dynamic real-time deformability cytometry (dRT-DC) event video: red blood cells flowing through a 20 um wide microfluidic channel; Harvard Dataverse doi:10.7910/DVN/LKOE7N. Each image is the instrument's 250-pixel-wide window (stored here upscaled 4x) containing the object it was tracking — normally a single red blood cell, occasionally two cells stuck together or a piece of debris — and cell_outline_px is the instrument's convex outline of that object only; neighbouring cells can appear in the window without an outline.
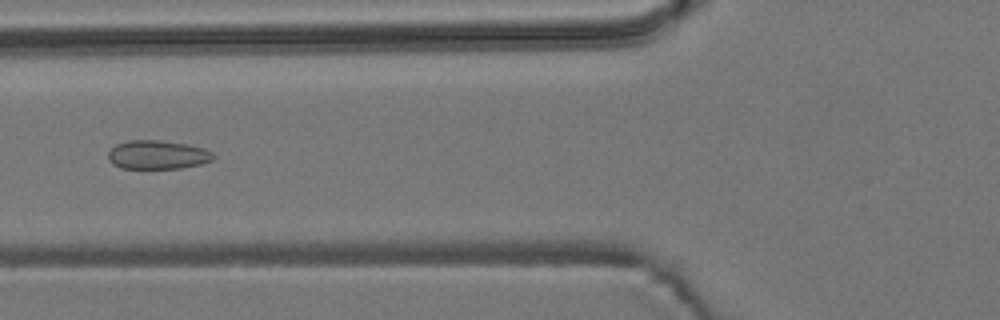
{"species": "common noctule bat (a hibernating species)", "species_latin": "Nyctalus noctula", "temperature_condition": "room temperature", "stored_images_in_passage": 2, "camera_frame_rate_fps": 3000, "um_per_image_px": 0.085, "animal": {"sex": "male", "body_mass_g": 19.2, "forearm_length_mm": 51.8}, "frame": {"image": 1, "passage_image": 2, "time_ms": 0.333, "image_size_px": [1000, 320], "cell_outline_px": [[216, 156], [212, 160], [200, 164], [180, 168], [120, 168], [112, 164], [108, 160], [108, 152], [116, 144], [128, 140], [160, 140], [188, 144], [204, 148], [212, 152]], "centroid_in_image_um": [13.38, 13.15], "position_along_channel_um": 112.4, "area_um2": 17.74}}